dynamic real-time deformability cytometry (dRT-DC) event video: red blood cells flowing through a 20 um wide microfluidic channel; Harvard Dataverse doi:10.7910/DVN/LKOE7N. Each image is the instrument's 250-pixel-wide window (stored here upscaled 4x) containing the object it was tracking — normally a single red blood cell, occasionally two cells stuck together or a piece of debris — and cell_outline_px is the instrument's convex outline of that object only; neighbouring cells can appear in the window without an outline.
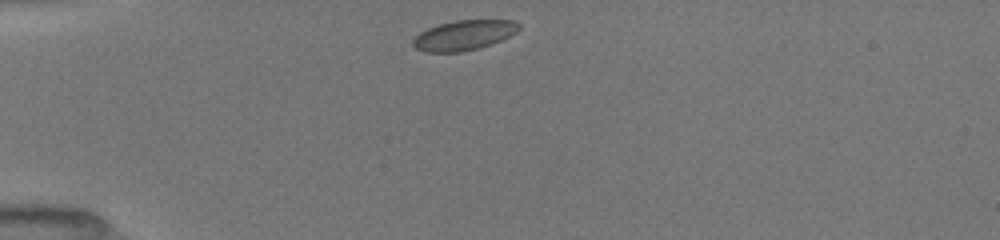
{"species": "common noctule bat (a hibernating species)", "species_latin": "Nyctalus noctula", "temperature_condition": "room temperature", "stored_images_in_passage": 10, "camera_frame_rate_fps": 3000, "um_per_image_px": 0.085, "animal": {"sex": "female", "body_mass_g": 19.5, "forearm_length_mm": 54.1}, "frame": {"image": 1, "passage_image": 1, "time_ms": 0.0, "image_size_px": [1000, 240], "cell_outline_px": [[520, 28], [516, 32], [492, 44], [480, 48], [460, 52], [424, 52], [416, 48], [412, 44], [412, 40], [420, 32], [428, 28], [440, 24], [456, 20], [512, 20], [520, 24]], "centroid_in_image_um": [39.42, 3.0], "position_along_channel_um": 45.6, "area_um2": 18.44}}
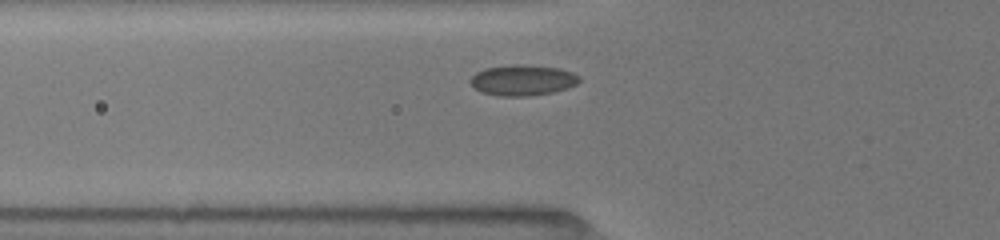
{"frame": {"image": 2, "passage_image": 6, "time_ms": 1.667, "image_size_px": [1000, 240], "cell_outline_px": [[580, 80], [576, 84], [568, 88], [552, 92], [528, 96], [496, 96], [480, 92], [468, 80], [476, 72], [484, 68], [508, 64], [524, 64], [560, 68], [572, 72], [580, 76]], "centroid_in_image_um": [44.41, 6.8], "position_along_channel_um": 81.4, "area_um2": 19.77}}
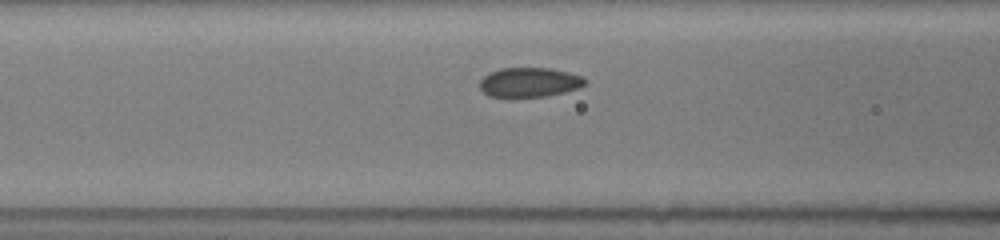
{"frame": {"image": 3, "passage_image": 9, "time_ms": 2.667, "image_size_px": [1000, 240], "cell_outline_px": [[588, 84], [580, 88], [564, 92], [544, 96], [512, 100], [508, 100], [488, 96], [480, 88], [480, 80], [488, 72], [500, 68], [552, 68], [568, 72], [580, 76], [588, 80]], "centroid_in_image_um": [44.97, 7.04], "position_along_channel_um": 121.6, "area_um2": 18.96}}